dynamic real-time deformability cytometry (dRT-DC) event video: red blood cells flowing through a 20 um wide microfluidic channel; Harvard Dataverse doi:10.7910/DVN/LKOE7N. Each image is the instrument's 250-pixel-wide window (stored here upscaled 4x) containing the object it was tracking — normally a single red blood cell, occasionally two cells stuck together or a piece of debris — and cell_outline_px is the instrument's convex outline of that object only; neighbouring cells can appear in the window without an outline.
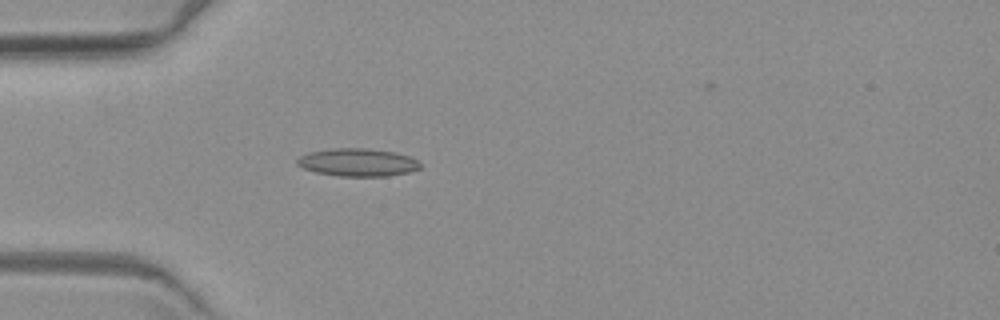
{"species": "common noctule bat (a hibernating species)", "species_latin": "Nyctalus noctula", "temperature_condition": "warm", "stored_images_in_passage": 4, "camera_frame_rate_fps": 3000, "um_per_image_px": 0.085, "animal": {"sex": "female", "body_mass_g": 19.3, "forearm_length_mm": 54.1}, "frame": {"image": 1, "passage_image": 4, "time_ms": 3.667, "image_size_px": [1000, 320], "cell_outline_px": [[420, 168], [408, 172], [388, 176], [336, 176], [316, 172], [304, 168], [296, 164], [296, 160], [300, 156], [308, 152], [332, 148], [364, 148], [392, 152], [408, 156], [416, 160], [420, 164]], "centroid_in_image_um": [30.36, 13.8], "position_along_channel_um": 54.6, "area_um2": 19.83}}